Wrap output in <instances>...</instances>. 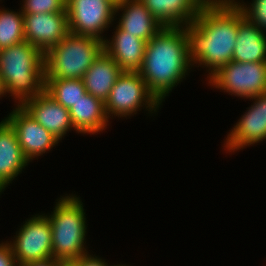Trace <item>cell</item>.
I'll use <instances>...</instances> for the list:
<instances>
[{"label":"cell","mask_w":266,"mask_h":266,"mask_svg":"<svg viewBox=\"0 0 266 266\" xmlns=\"http://www.w3.org/2000/svg\"><path fill=\"white\" fill-rule=\"evenodd\" d=\"M103 51V41L69 33L44 54L45 79H82Z\"/></svg>","instance_id":"5"},{"label":"cell","mask_w":266,"mask_h":266,"mask_svg":"<svg viewBox=\"0 0 266 266\" xmlns=\"http://www.w3.org/2000/svg\"><path fill=\"white\" fill-rule=\"evenodd\" d=\"M95 255L85 254L77 260H74L70 266H109L105 260ZM106 262V263H105Z\"/></svg>","instance_id":"26"},{"label":"cell","mask_w":266,"mask_h":266,"mask_svg":"<svg viewBox=\"0 0 266 266\" xmlns=\"http://www.w3.org/2000/svg\"><path fill=\"white\" fill-rule=\"evenodd\" d=\"M49 219L52 229L53 258L69 265L89 252L86 250V216L83 202L76 195L61 196Z\"/></svg>","instance_id":"4"},{"label":"cell","mask_w":266,"mask_h":266,"mask_svg":"<svg viewBox=\"0 0 266 266\" xmlns=\"http://www.w3.org/2000/svg\"><path fill=\"white\" fill-rule=\"evenodd\" d=\"M6 89L3 83L2 78L0 77V98H2V96L4 97V95H6Z\"/></svg>","instance_id":"28"},{"label":"cell","mask_w":266,"mask_h":266,"mask_svg":"<svg viewBox=\"0 0 266 266\" xmlns=\"http://www.w3.org/2000/svg\"><path fill=\"white\" fill-rule=\"evenodd\" d=\"M74 130L78 133L96 134L107 128L109 123L104 102L86 93L69 109Z\"/></svg>","instance_id":"20"},{"label":"cell","mask_w":266,"mask_h":266,"mask_svg":"<svg viewBox=\"0 0 266 266\" xmlns=\"http://www.w3.org/2000/svg\"><path fill=\"white\" fill-rule=\"evenodd\" d=\"M0 77L6 93L21 106L45 90L44 53L26 41L1 49Z\"/></svg>","instance_id":"3"},{"label":"cell","mask_w":266,"mask_h":266,"mask_svg":"<svg viewBox=\"0 0 266 266\" xmlns=\"http://www.w3.org/2000/svg\"><path fill=\"white\" fill-rule=\"evenodd\" d=\"M183 29L192 66L208 68L209 78L232 61L238 34V6L232 0H209Z\"/></svg>","instance_id":"1"},{"label":"cell","mask_w":266,"mask_h":266,"mask_svg":"<svg viewBox=\"0 0 266 266\" xmlns=\"http://www.w3.org/2000/svg\"><path fill=\"white\" fill-rule=\"evenodd\" d=\"M163 26L183 27L192 23L209 0H140Z\"/></svg>","instance_id":"17"},{"label":"cell","mask_w":266,"mask_h":266,"mask_svg":"<svg viewBox=\"0 0 266 266\" xmlns=\"http://www.w3.org/2000/svg\"><path fill=\"white\" fill-rule=\"evenodd\" d=\"M115 28L112 40L105 39L103 42V50L123 71L138 72L144 59L147 41L124 32L118 26Z\"/></svg>","instance_id":"16"},{"label":"cell","mask_w":266,"mask_h":266,"mask_svg":"<svg viewBox=\"0 0 266 266\" xmlns=\"http://www.w3.org/2000/svg\"><path fill=\"white\" fill-rule=\"evenodd\" d=\"M14 237L9 244L19 266L53 258L52 229L45 213L27 219Z\"/></svg>","instance_id":"9"},{"label":"cell","mask_w":266,"mask_h":266,"mask_svg":"<svg viewBox=\"0 0 266 266\" xmlns=\"http://www.w3.org/2000/svg\"><path fill=\"white\" fill-rule=\"evenodd\" d=\"M162 105L148 90L146 82L138 72L123 71L113 85L104 102L108 117H129L145 106L149 113L157 112ZM154 111V112H152Z\"/></svg>","instance_id":"6"},{"label":"cell","mask_w":266,"mask_h":266,"mask_svg":"<svg viewBox=\"0 0 266 266\" xmlns=\"http://www.w3.org/2000/svg\"><path fill=\"white\" fill-rule=\"evenodd\" d=\"M232 61L266 62V34L249 22L238 8V34Z\"/></svg>","instance_id":"18"},{"label":"cell","mask_w":266,"mask_h":266,"mask_svg":"<svg viewBox=\"0 0 266 266\" xmlns=\"http://www.w3.org/2000/svg\"><path fill=\"white\" fill-rule=\"evenodd\" d=\"M24 39L44 54L69 34L67 12L23 14Z\"/></svg>","instance_id":"12"},{"label":"cell","mask_w":266,"mask_h":266,"mask_svg":"<svg viewBox=\"0 0 266 266\" xmlns=\"http://www.w3.org/2000/svg\"><path fill=\"white\" fill-rule=\"evenodd\" d=\"M5 119L14 128L18 142L29 162L50 151L60 141L21 106L16 105Z\"/></svg>","instance_id":"10"},{"label":"cell","mask_w":266,"mask_h":266,"mask_svg":"<svg viewBox=\"0 0 266 266\" xmlns=\"http://www.w3.org/2000/svg\"><path fill=\"white\" fill-rule=\"evenodd\" d=\"M118 1L66 0L69 33L94 37L104 42L102 33L115 20Z\"/></svg>","instance_id":"8"},{"label":"cell","mask_w":266,"mask_h":266,"mask_svg":"<svg viewBox=\"0 0 266 266\" xmlns=\"http://www.w3.org/2000/svg\"><path fill=\"white\" fill-rule=\"evenodd\" d=\"M17 134L4 118L0 122V190L3 192L28 165Z\"/></svg>","instance_id":"14"},{"label":"cell","mask_w":266,"mask_h":266,"mask_svg":"<svg viewBox=\"0 0 266 266\" xmlns=\"http://www.w3.org/2000/svg\"><path fill=\"white\" fill-rule=\"evenodd\" d=\"M209 84L237 97L250 99L266 93V62L231 61L209 78Z\"/></svg>","instance_id":"7"},{"label":"cell","mask_w":266,"mask_h":266,"mask_svg":"<svg viewBox=\"0 0 266 266\" xmlns=\"http://www.w3.org/2000/svg\"><path fill=\"white\" fill-rule=\"evenodd\" d=\"M23 14L67 12L66 0H22Z\"/></svg>","instance_id":"24"},{"label":"cell","mask_w":266,"mask_h":266,"mask_svg":"<svg viewBox=\"0 0 266 266\" xmlns=\"http://www.w3.org/2000/svg\"><path fill=\"white\" fill-rule=\"evenodd\" d=\"M21 107L59 140H62L69 130L74 129L69 110L45 90L36 97L26 100Z\"/></svg>","instance_id":"13"},{"label":"cell","mask_w":266,"mask_h":266,"mask_svg":"<svg viewBox=\"0 0 266 266\" xmlns=\"http://www.w3.org/2000/svg\"><path fill=\"white\" fill-rule=\"evenodd\" d=\"M122 72L114 59L103 50L82 78L87 93L105 102Z\"/></svg>","instance_id":"19"},{"label":"cell","mask_w":266,"mask_h":266,"mask_svg":"<svg viewBox=\"0 0 266 266\" xmlns=\"http://www.w3.org/2000/svg\"><path fill=\"white\" fill-rule=\"evenodd\" d=\"M119 10L123 12L117 26L147 42L164 27L140 0H119L115 14Z\"/></svg>","instance_id":"15"},{"label":"cell","mask_w":266,"mask_h":266,"mask_svg":"<svg viewBox=\"0 0 266 266\" xmlns=\"http://www.w3.org/2000/svg\"><path fill=\"white\" fill-rule=\"evenodd\" d=\"M109 266H126V265L119 264V265H109Z\"/></svg>","instance_id":"29"},{"label":"cell","mask_w":266,"mask_h":266,"mask_svg":"<svg viewBox=\"0 0 266 266\" xmlns=\"http://www.w3.org/2000/svg\"><path fill=\"white\" fill-rule=\"evenodd\" d=\"M253 105L242 115L227 135L224 150L235 152L266 140V93L254 96Z\"/></svg>","instance_id":"11"},{"label":"cell","mask_w":266,"mask_h":266,"mask_svg":"<svg viewBox=\"0 0 266 266\" xmlns=\"http://www.w3.org/2000/svg\"><path fill=\"white\" fill-rule=\"evenodd\" d=\"M242 11L243 16L256 25L262 32L266 33V0H253L251 5L232 0ZM244 3V4H243Z\"/></svg>","instance_id":"23"},{"label":"cell","mask_w":266,"mask_h":266,"mask_svg":"<svg viewBox=\"0 0 266 266\" xmlns=\"http://www.w3.org/2000/svg\"><path fill=\"white\" fill-rule=\"evenodd\" d=\"M24 39V16L19 12L0 9V48L4 49L18 44Z\"/></svg>","instance_id":"22"},{"label":"cell","mask_w":266,"mask_h":266,"mask_svg":"<svg viewBox=\"0 0 266 266\" xmlns=\"http://www.w3.org/2000/svg\"><path fill=\"white\" fill-rule=\"evenodd\" d=\"M0 266H19L9 241L0 243Z\"/></svg>","instance_id":"25"},{"label":"cell","mask_w":266,"mask_h":266,"mask_svg":"<svg viewBox=\"0 0 266 266\" xmlns=\"http://www.w3.org/2000/svg\"><path fill=\"white\" fill-rule=\"evenodd\" d=\"M61 261L56 260L55 258H50L44 261L29 262L21 266H65Z\"/></svg>","instance_id":"27"},{"label":"cell","mask_w":266,"mask_h":266,"mask_svg":"<svg viewBox=\"0 0 266 266\" xmlns=\"http://www.w3.org/2000/svg\"><path fill=\"white\" fill-rule=\"evenodd\" d=\"M191 67L183 27L164 26L147 42L138 73L146 82L148 90L162 103L188 75Z\"/></svg>","instance_id":"2"},{"label":"cell","mask_w":266,"mask_h":266,"mask_svg":"<svg viewBox=\"0 0 266 266\" xmlns=\"http://www.w3.org/2000/svg\"><path fill=\"white\" fill-rule=\"evenodd\" d=\"M45 91L68 110L87 93L82 79H45Z\"/></svg>","instance_id":"21"}]
</instances>
